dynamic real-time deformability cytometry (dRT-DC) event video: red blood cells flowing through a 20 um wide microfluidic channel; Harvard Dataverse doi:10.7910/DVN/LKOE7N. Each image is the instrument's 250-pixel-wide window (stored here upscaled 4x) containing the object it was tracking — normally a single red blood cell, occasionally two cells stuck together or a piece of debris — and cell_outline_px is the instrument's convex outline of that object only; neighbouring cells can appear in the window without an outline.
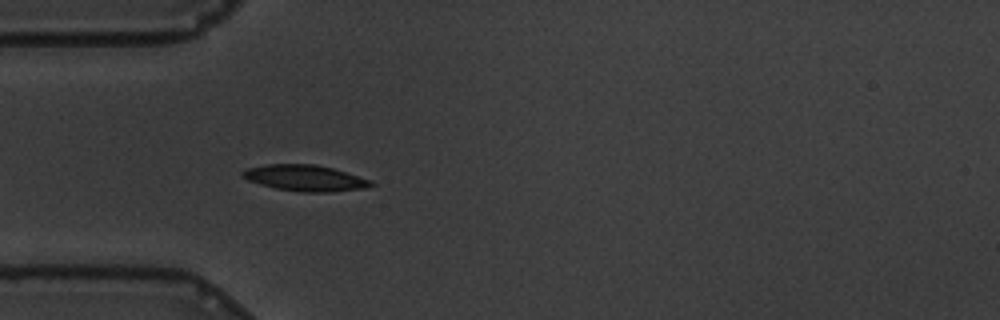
{"species": "common noctule bat (a hibernating species)", "species_latin": "Nyctalus noctula", "temperature_condition": "warm", "stored_images_in_passage": 7, "camera_frame_rate_fps": 3000, "um_per_image_px": 0.085, "animal": {"sex": "male", "body_mass_g": 19.5, "forearm_length_mm": 54.6}, "frame": {"image": 1, "passage_image": 1, "time_ms": 0.0, "image_size_px": [1000, 320], "cell_outline_px": [[376, 184], [364, 188], [332, 192], [304, 192], [276, 188], [248, 180], [240, 176], [240, 172], [248, 168], [268, 164], [316, 164], [332, 168], [372, 180]], "centroid_in_image_um": [25.94, 15.13], "position_along_channel_um": 59.1, "area_um2": 19.42}}
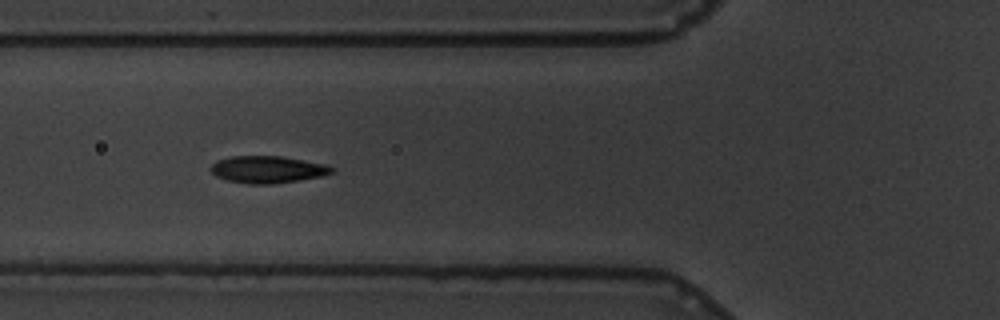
{"frame": {"image": 2, "passage_image": 5, "time_ms": 1.333, "image_size_px": [1000, 320], "cell_outline_px": [[336, 168], [332, 172], [320, 176], [300, 180], [272, 184], [248, 184], [228, 180], [216, 176], [208, 168], [216, 160], [232, 156], [280, 156], [324, 164]], "centroid_in_image_um": [22.7, 14.4], "position_along_channel_um": 103.1, "area_um2": 19.02}}